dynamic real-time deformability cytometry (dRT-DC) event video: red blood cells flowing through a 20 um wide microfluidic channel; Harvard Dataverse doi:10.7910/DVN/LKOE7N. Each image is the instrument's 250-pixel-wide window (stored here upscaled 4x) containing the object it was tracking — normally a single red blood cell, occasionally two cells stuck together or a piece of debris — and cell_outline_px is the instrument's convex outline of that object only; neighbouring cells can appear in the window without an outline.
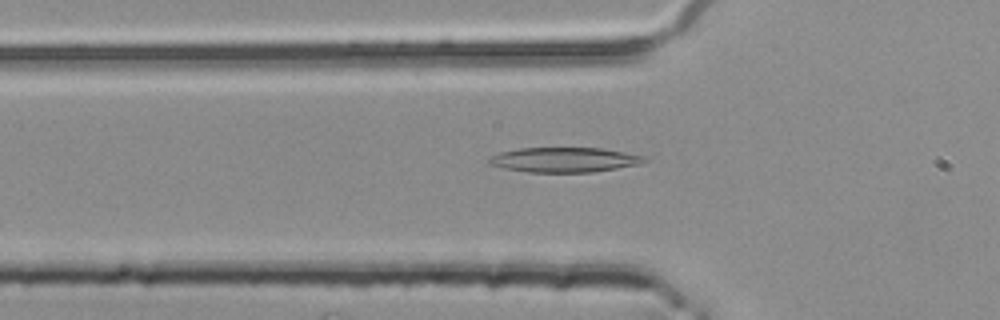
{"species": "common noctule bat (a hibernating species)", "species_latin": "Nyctalus noctula", "temperature_condition": "room temperature", "stored_images_in_passage": 34, "camera_frame_rate_fps": 3000, "um_per_image_px": 0.085, "animal": {"sex": "female", "body_mass_g": 25.1}, "frame": {"image": 1, "passage_image": 5, "time_ms": 1.333, "image_size_px": [1000, 320], "cell_outline_px": [[652, 156], [648, 160], [640, 164], [592, 172], [528, 172], [504, 168], [488, 164], [488, 160], [492, 156], [500, 152], [520, 148], [604, 148]], "centroid_in_image_um": [48.07, 13.57], "position_along_channel_um": 77.7, "area_um2": 22.72}}
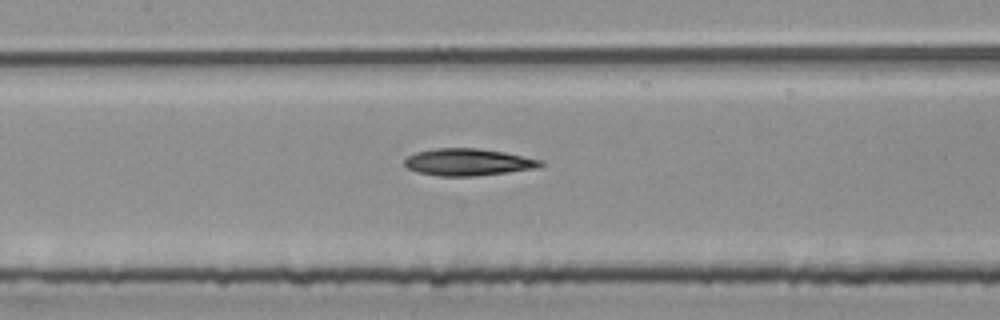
{"frame": {"image": 2, "passage_image": 12, "time_ms": 3.667, "image_size_px": [1000, 320], "cell_outline_px": [[544, 164], [540, 168], [476, 176], [436, 176], [416, 172], [408, 168], [404, 164], [404, 160], [408, 156], [416, 152], [436, 148], [480, 148], [504, 152], [544, 160]], "centroid_in_image_um": [39.82, 13.78], "position_along_channel_um": 167.6, "area_um2": 21.68}}
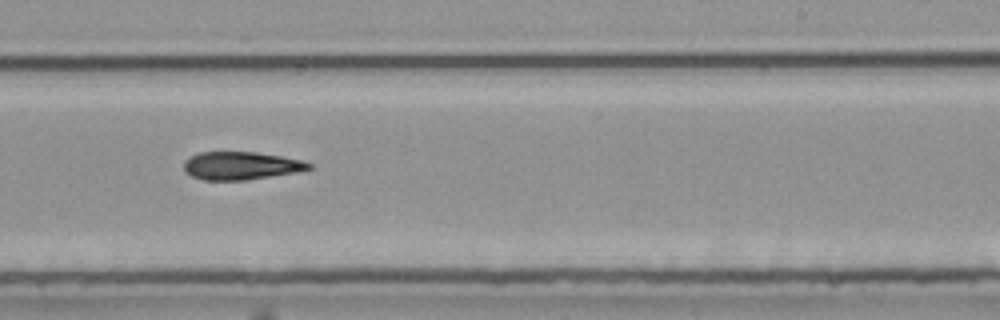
{"frame": {"image": 3, "passage_image": 20, "time_ms": 6.333, "image_size_px": [1000, 320], "cell_outline_px": [[316, 168], [296, 172], [244, 180], [204, 180], [192, 176], [184, 172], [184, 160], [200, 152], [256, 152], [280, 156], [300, 160], [312, 164]], "centroid_in_image_um": [20.48, 14.08], "position_along_channel_um": 268.5, "area_um2": 20.29}, "authors_computed_cell_mechanics": {"area_um2": 21.4727, "velocity_mm_per_s": 3.7994, "shape_relaxation_time_tau1_ms": 7.6565, "shape_relaxation_time_tau2_ms": null, "deformation_change_tau1": 0.1822, "deformation_change_tau2": null}}